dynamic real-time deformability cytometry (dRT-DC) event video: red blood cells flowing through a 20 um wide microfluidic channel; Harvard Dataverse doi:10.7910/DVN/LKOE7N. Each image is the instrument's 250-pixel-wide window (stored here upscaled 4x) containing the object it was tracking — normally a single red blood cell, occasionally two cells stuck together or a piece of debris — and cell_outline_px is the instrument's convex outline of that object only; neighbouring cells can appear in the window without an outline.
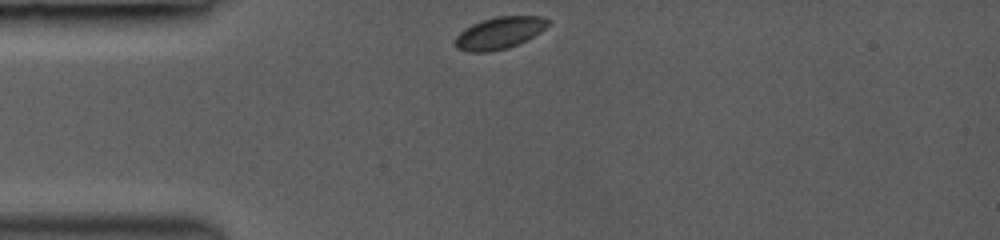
{"species": "common noctule bat (a hibernating species)", "species_latin": "Nyctalus noctula", "temperature_condition": "room temperature", "stored_images_in_passage": 5, "camera_frame_rate_fps": 3000, "um_per_image_px": 0.085, "animal": {"sex": "female", "body_mass_g": 19.0, "forearm_length_mm": 53.3}, "frame": {"image": 1, "passage_image": 1, "time_ms": 0.0, "image_size_px": [1000, 240], "cell_outline_px": [[552, 20], [540, 32], [528, 40], [520, 44], [508, 48], [492, 52], [468, 52], [456, 48], [456, 36], [464, 28], [480, 20], [496, 16], [544, 16]], "centroid_in_image_um": [42.47, 2.8], "position_along_channel_um": 42.5, "area_um2": 17.63}}
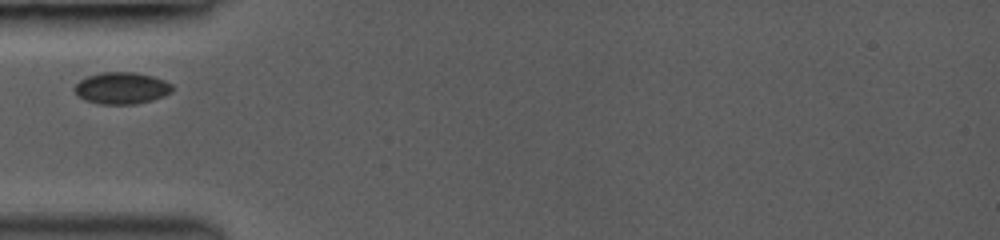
{"frame": {"image": 2, "passage_image": 3, "time_ms": 1.333, "image_size_px": [1000, 240], "cell_outline_px": [[172, 92], [164, 96], [152, 100], [136, 104], [100, 104], [84, 100], [72, 88], [80, 80], [88, 76], [100, 72], [136, 72], [152, 76], [164, 80], [172, 84]], "centroid_in_image_um": [10.34, 7.49], "position_along_channel_um": 74.7, "area_um2": 18.15}}
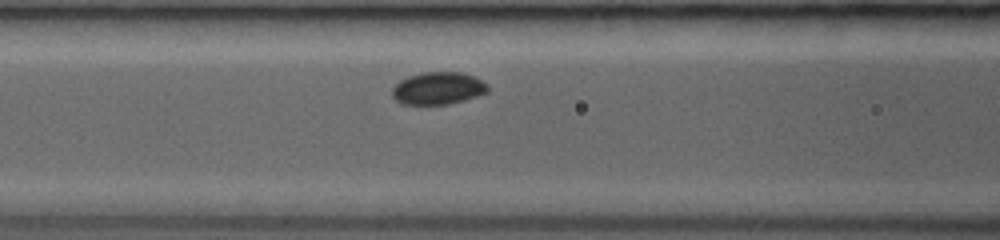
{"frame": {"image": 3, "passage_image": 5, "time_ms": 2.667, "image_size_px": [1000, 240], "cell_outline_px": [[488, 92], [464, 100], [448, 104], [400, 104], [392, 96], [392, 88], [400, 80], [408, 76], [424, 72], [460, 72], [476, 76], [488, 84]], "centroid_in_image_um": [37.24, 7.5], "position_along_channel_um": 129.4, "area_um2": 18.15}}